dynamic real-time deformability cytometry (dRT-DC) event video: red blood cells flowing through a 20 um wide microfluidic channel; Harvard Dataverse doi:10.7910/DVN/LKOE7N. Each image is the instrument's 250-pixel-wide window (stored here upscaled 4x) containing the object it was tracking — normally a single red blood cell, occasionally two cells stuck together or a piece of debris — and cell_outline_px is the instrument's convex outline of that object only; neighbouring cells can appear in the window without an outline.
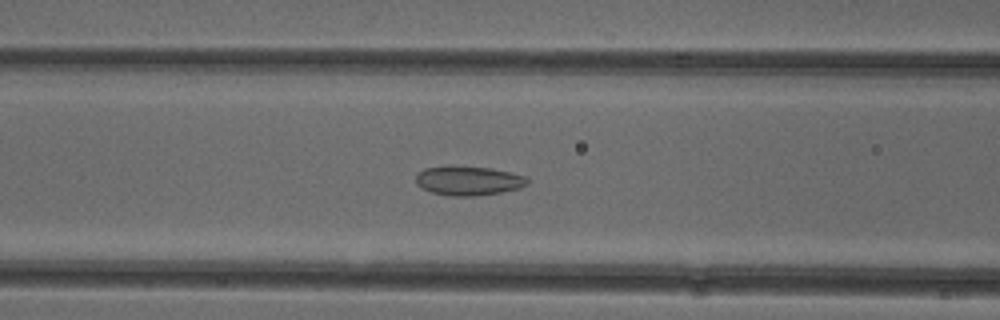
{"species": "common noctule bat (a hibernating species)", "species_latin": "Nyctalus noctula", "temperature_condition": "cold", "stored_images_in_passage": 52, "camera_frame_rate_fps": 3000, "um_per_image_px": 0.085, "animal": {"sex": "female"}, "frame": {"image": 1, "passage_image": 21, "time_ms": 6.667, "image_size_px": [1000, 320], "cell_outline_px": [[528, 184], [520, 188], [500, 192], [476, 196], [452, 196], [432, 192], [416, 184], [416, 172], [424, 168], [452, 164], [492, 168], [524, 176], [528, 180]], "centroid_in_image_um": [39.77, 15.33], "position_along_channel_um": 126.8, "area_um2": 19.31}}
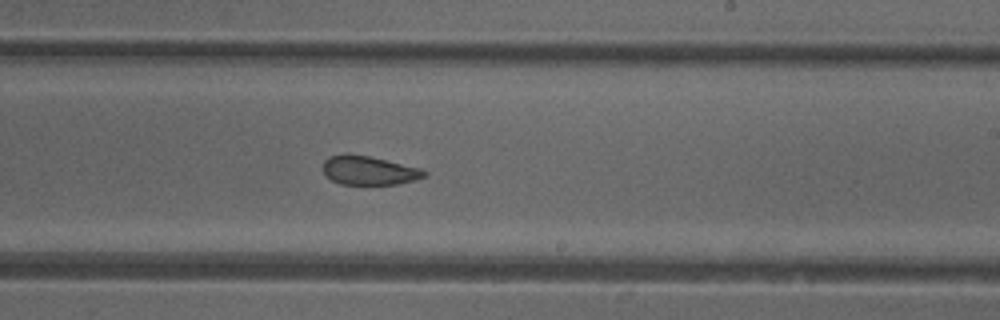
{"frame": {"image": 2, "passage_image": 31, "time_ms": 10.0, "image_size_px": [1000, 320], "cell_outline_px": [[428, 172], [424, 176], [416, 180], [396, 184], [340, 184], [324, 176], [324, 160], [328, 156], [348, 152], [368, 156], [420, 168]], "centroid_in_image_um": [31.31, 14.47], "position_along_channel_um": 257.7, "area_um2": 17.11}}
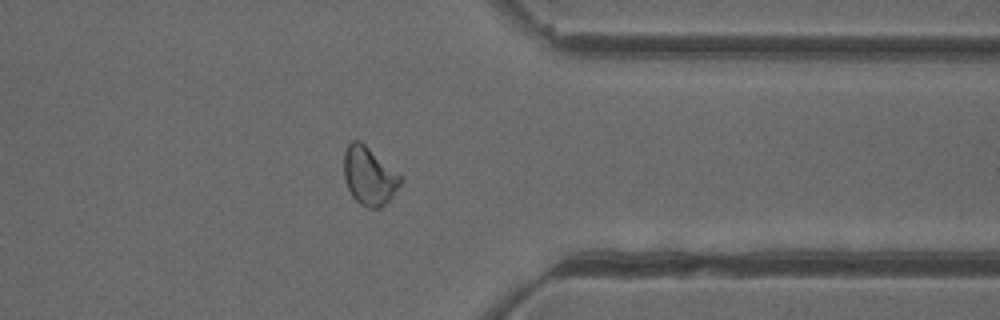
{"frame": {"image": 3, "passage_image": 41, "time_ms": 13.333, "image_size_px": [1000, 320], "cell_outline_px": [[400, 184], [392, 196], [380, 208], [368, 208], [360, 204], [352, 196], [348, 188], [344, 176], [344, 152], [348, 144], [352, 140], [360, 140], [400, 176]], "centroid_in_image_um": [31.33, 14.96], "position_along_channel_um": 380.1, "area_um2": 18.67}, "authors_computed_cell_mechanics": {"area_um2": 19.4208, "velocity_mm_per_s": 3.9318, "shape_relaxation_time_tau1_ms": null, "shape_relaxation_time_tau2_ms": 2.1053, "deformation_change_tau1": null, "deformation_change_tau2": 0.08}}